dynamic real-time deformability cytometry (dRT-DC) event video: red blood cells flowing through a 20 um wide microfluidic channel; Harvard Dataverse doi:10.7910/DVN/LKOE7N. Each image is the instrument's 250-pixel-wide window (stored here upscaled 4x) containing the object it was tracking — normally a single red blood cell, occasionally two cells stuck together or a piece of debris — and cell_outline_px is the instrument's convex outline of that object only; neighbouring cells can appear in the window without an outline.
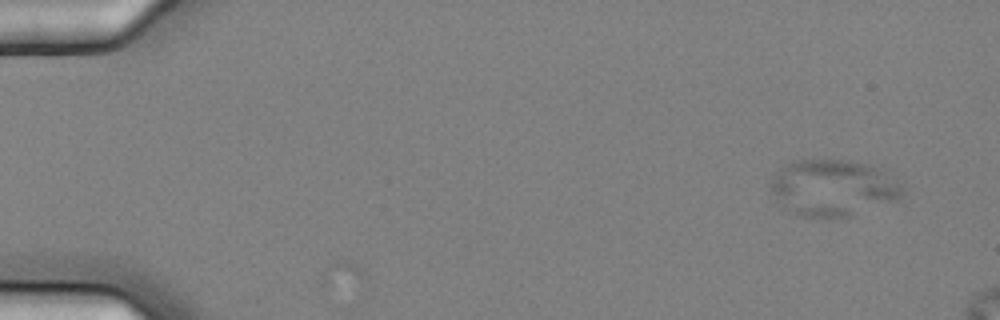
{"species": "common noctule bat (a hibernating species)", "species_latin": "Nyctalus noctula", "temperature_condition": "cold", "stored_images_in_passage": 11, "camera_frame_rate_fps": 3000, "um_per_image_px": 0.085, "animal": {"sex": "female", "body_mass_g": 25.1}, "frame": {"image": 1, "passage_image": 2, "time_ms": 0.333, "image_size_px": [1000, 320], "cell_outline_px": [[904, 188], [900, 196], [896, 200], [848, 216], [828, 220], [804, 216], [792, 212], [784, 208], [772, 188], [772, 180], [780, 168], [796, 160], [848, 160], [864, 164], [876, 168], [884, 172], [904, 184]], "centroid_in_image_um": [70.83, 15.99], "position_along_channel_um": 14.2, "area_um2": 42.77}}
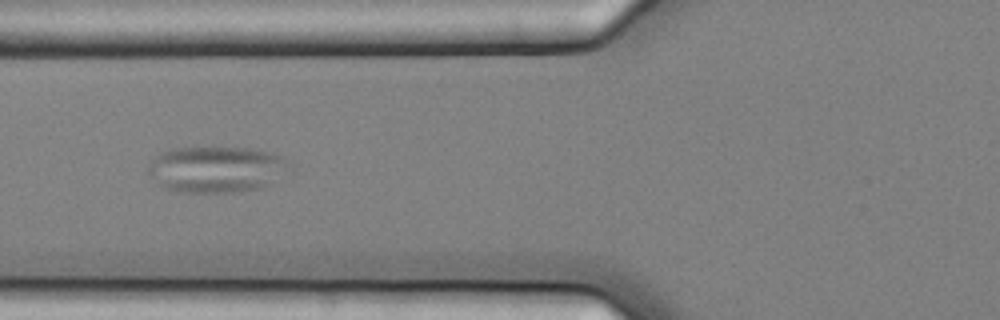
{"frame": {"image": 2, "passage_image": 7, "time_ms": 2.0, "image_size_px": [1000, 320], "cell_outline_px": [[292, 168], [260, 188], [244, 192], [176, 192], [164, 188], [148, 172], [148, 160], [160, 152], [168, 148], [248, 148], [272, 152], [284, 156], [292, 164]], "centroid_in_image_um": [18.39, 14.38], "position_along_channel_um": 107.4, "area_um2": 38.38}}
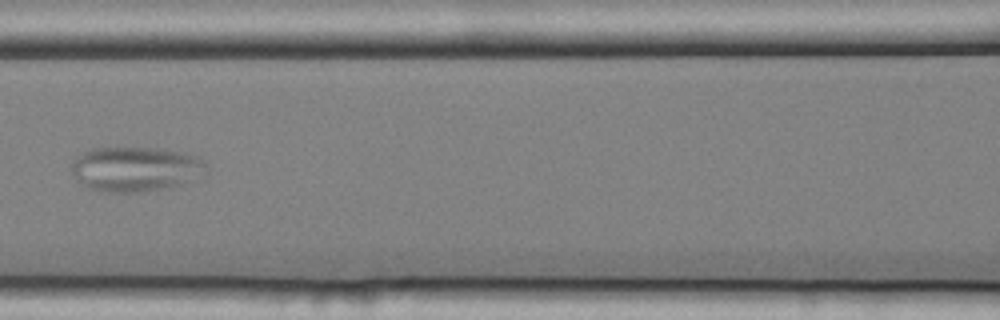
{"frame": {"image": 3, "passage_image": 8, "time_ms": 2.333, "image_size_px": [1000, 320], "cell_outline_px": [[208, 172], [204, 176], [176, 184], [136, 192], [108, 192], [92, 188], [84, 184], [72, 172], [72, 164], [76, 156], [88, 148], [160, 148], [200, 156], [208, 164]], "centroid_in_image_um": [11.57, 14.33], "position_along_channel_um": 155.0, "area_um2": 34.8}}